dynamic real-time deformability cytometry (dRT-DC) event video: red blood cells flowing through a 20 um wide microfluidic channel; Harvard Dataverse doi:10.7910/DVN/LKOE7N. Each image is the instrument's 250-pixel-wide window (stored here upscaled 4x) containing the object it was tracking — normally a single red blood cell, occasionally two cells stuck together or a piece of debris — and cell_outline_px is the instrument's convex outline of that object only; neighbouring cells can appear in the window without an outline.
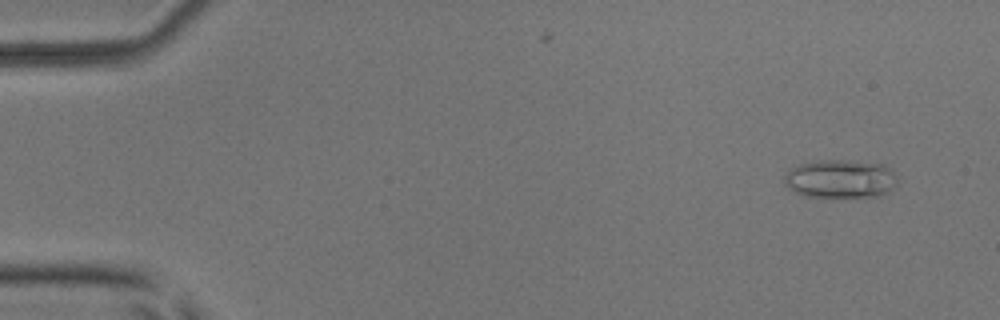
{"species": "common noctule bat (a hibernating species)", "species_latin": "Nyctalus noctula", "temperature_condition": "room temperature", "stored_images_in_passage": 6, "camera_frame_rate_fps": 3000, "um_per_image_px": 0.085, "animal": {"sex": "male", "body_mass_g": 17.9, "forearm_length_mm": 54.2}, "frame": {"image": 1, "passage_image": 1, "time_ms": 0.0, "image_size_px": [1000, 320], "cell_outline_px": [[900, 180], [888, 192], [880, 196], [804, 196], [788, 188], [784, 184], [784, 176], [792, 168], [800, 164], [816, 160], [856, 160], [884, 164], [892, 168]], "centroid_in_image_um": [71.49, 15.18], "position_along_channel_um": 13.5, "area_um2": 25.61}}
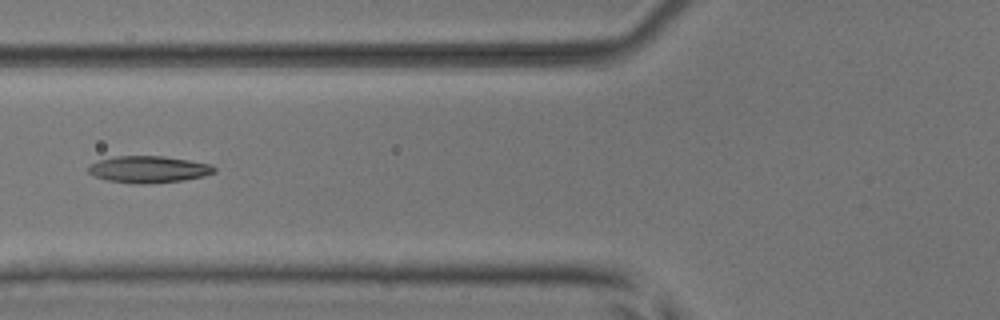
{"frame": {"image": 2, "passage_image": 6, "time_ms": 5.667, "image_size_px": [1000, 320], "cell_outline_px": [[216, 172], [204, 176], [184, 180], [148, 184], [136, 184], [108, 180], [96, 176], [88, 172], [88, 168], [92, 164], [100, 160], [116, 156], [164, 156], [212, 164], [216, 168]], "centroid_in_image_um": [12.69, 14.4], "position_along_channel_um": 113.1, "area_um2": 19.59}}